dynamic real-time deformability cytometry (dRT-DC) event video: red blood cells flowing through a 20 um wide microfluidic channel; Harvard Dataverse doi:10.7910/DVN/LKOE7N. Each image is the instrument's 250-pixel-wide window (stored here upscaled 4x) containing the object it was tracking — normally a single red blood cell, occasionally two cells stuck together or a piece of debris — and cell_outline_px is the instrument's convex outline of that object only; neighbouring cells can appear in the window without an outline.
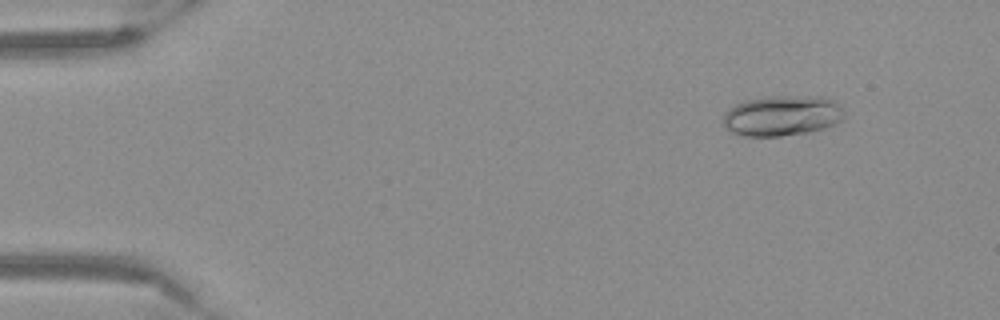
{"species": "Egyptian fruit bat (a non-hibernating species)", "species_latin": "Rousettus aegyptiacus", "temperature_condition": "warm", "stored_images_in_passage": 49, "camera_frame_rate_fps": 3000, "um_per_image_px": 0.085, "frame": {"image": 1, "passage_image": 2, "time_ms": 0.333, "image_size_px": [1000, 320], "cell_outline_px": [[844, 120], [836, 124], [824, 128], [808, 132], [780, 136], [744, 136], [732, 132], [724, 124], [724, 116], [728, 108], [736, 104], [748, 100], [764, 96], [824, 96], [836, 100], [844, 108]], "centroid_in_image_um": [66.56, 9.81], "position_along_channel_um": 18.4, "area_um2": 28.84}}
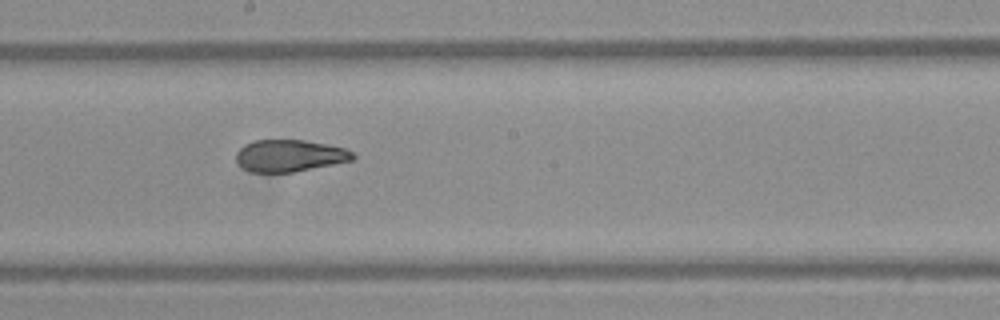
{"frame": {"image": 2, "passage_image": 26, "time_ms": 8.333, "image_size_px": [1000, 320], "cell_outline_px": [[356, 156], [352, 160], [292, 172], [252, 172], [244, 168], [236, 160], [236, 152], [244, 144], [256, 140], [304, 140], [348, 148]], "centroid_in_image_um": [24.62, 13.22], "position_along_channel_um": 223.6, "area_um2": 21.56}}
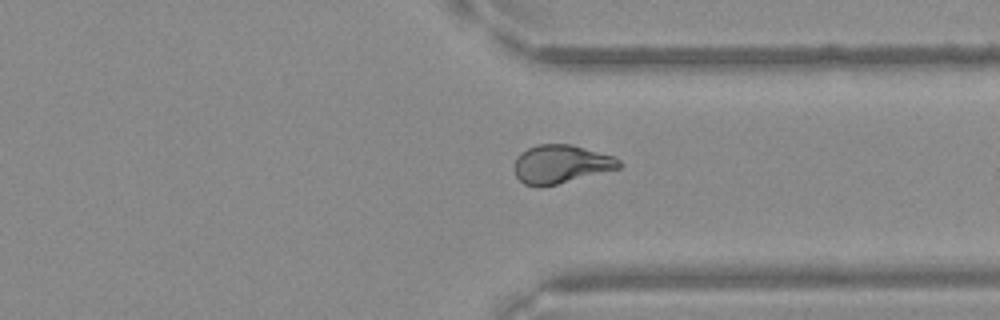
{"frame": {"image": 3, "passage_image": 37, "time_ms": 12.0, "image_size_px": [1000, 320], "cell_outline_px": [[624, 164], [620, 168], [540, 188], [524, 184], [516, 176], [512, 168], [516, 156], [520, 152], [536, 144], [572, 144], [612, 156], [620, 160]], "centroid_in_image_um": [47.63, 13.95], "position_along_channel_um": 363.8, "area_um2": 23.7}}